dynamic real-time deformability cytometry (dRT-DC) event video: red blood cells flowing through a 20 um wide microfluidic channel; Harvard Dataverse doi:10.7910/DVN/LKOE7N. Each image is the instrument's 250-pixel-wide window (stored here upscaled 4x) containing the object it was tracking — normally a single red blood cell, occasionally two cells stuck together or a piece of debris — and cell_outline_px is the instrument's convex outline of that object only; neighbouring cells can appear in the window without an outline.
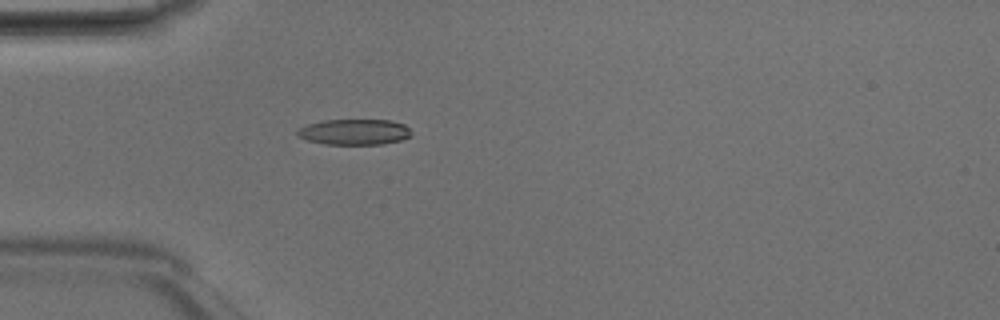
{"species": "Egyptian fruit bat (a non-hibernating species)", "species_latin": "Rousettus aegyptiacus", "temperature_condition": "room temperature", "stored_images_in_passage": 29, "camera_frame_rate_fps": 3000, "um_per_image_px": 0.085, "animal": {"sex": "male"}, "frame": {"image": 1, "passage_image": 1, "time_ms": 0.0, "image_size_px": [1000, 320], "cell_outline_px": [[412, 136], [400, 140], [380, 144], [324, 144], [308, 140], [296, 136], [296, 132], [300, 128], [308, 124], [324, 120], [388, 120], [404, 124], [408, 128]], "centroid_in_image_um": [30.1, 11.21], "position_along_channel_um": 54.9, "area_um2": 16.94}}
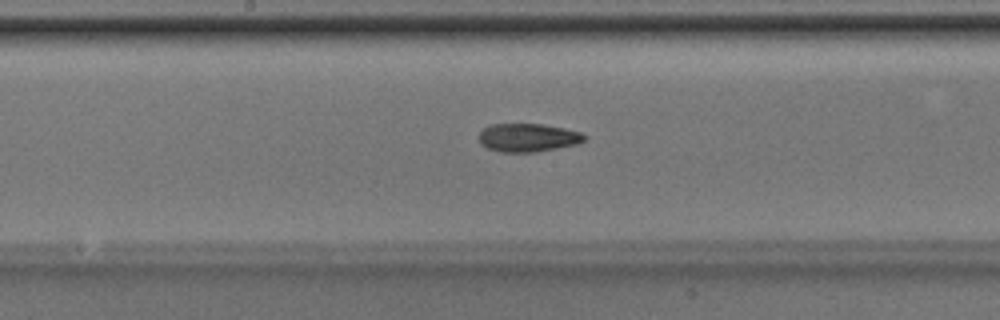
{"frame": {"image": 2, "passage_image": 12, "time_ms": 3.667, "image_size_px": [1000, 320], "cell_outline_px": [[588, 136], [584, 140], [576, 144], [536, 152], [500, 152], [488, 148], [480, 144], [480, 132], [484, 128], [492, 124], [544, 124], [564, 128], [580, 132]], "centroid_in_image_um": [44.88, 11.69], "position_along_channel_um": 203.3, "area_um2": 17.34}}
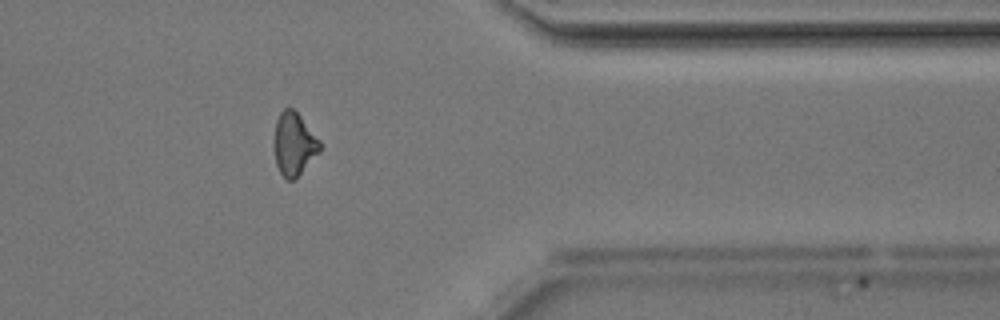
{"frame": {"image": 3, "passage_image": 26, "time_ms": 8.333, "image_size_px": [1000, 320], "cell_outline_px": [[320, 152], [296, 180], [288, 180], [280, 172], [276, 164], [276, 120], [280, 112], [284, 108], [292, 108], [300, 116], [320, 140]], "centroid_in_image_um": [25.03, 12.27], "position_along_channel_um": 386.4, "area_um2": 16.47}, "authors_computed_cell_mechanics": {"area_um2": 17.051, "velocity_mm_per_s": 4.2347, "shape_relaxation_time_tau1_ms": 6.506, "shape_relaxation_time_tau2_ms": null, "deformation_change_tau1": 0.198, "deformation_change_tau2": null}}